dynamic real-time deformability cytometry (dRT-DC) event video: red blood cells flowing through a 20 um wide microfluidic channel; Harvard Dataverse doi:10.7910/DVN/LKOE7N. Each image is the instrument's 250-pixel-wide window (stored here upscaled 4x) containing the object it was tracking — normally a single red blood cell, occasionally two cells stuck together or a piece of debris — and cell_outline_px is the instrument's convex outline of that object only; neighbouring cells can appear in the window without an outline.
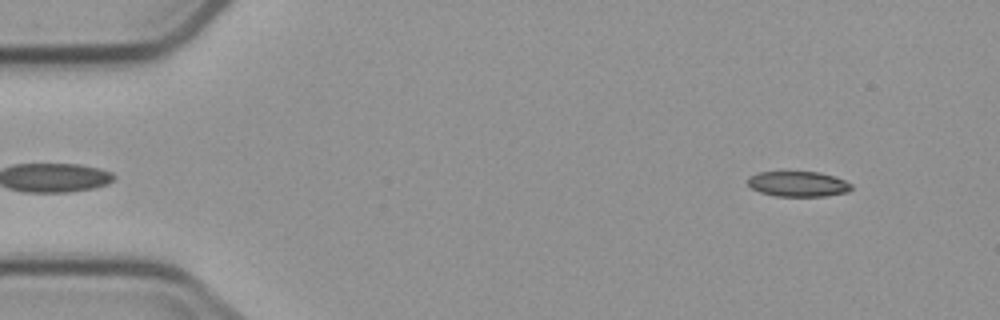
{"species": "common noctule bat (a hibernating species)", "species_latin": "Nyctalus noctula", "temperature_condition": "cold", "stored_images_in_passage": 6, "segment_of_instrument_passage": [2, 2], "camera_frame_rate_fps": 3000, "um_per_image_px": 0.085, "animal": {"sex": "male", "body_mass_g": 23.1, "forearm_length_mm": 52.7}, "frame": {"image": 1, "passage_image": 6, "time_ms": 6.0, "image_size_px": [1000, 320], "cell_outline_px": [[852, 188], [848, 192], [824, 196], [776, 196], [760, 192], [752, 188], [748, 184], [748, 176], [756, 172], [820, 172], [836, 176], [852, 184]], "centroid_in_image_um": [67.85, 15.63], "position_along_channel_um": 17.2, "area_um2": 15.37}}